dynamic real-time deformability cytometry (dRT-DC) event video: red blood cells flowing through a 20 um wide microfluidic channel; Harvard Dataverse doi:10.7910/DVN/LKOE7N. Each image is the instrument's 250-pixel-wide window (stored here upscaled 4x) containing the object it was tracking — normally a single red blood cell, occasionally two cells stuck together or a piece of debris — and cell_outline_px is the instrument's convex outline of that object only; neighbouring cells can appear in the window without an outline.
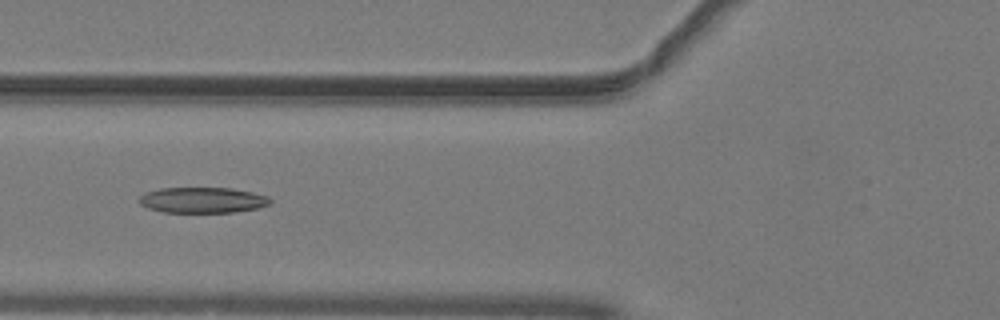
{"species": "common noctule bat (a hibernating species)", "species_latin": "Nyctalus noctula", "temperature_condition": "warm", "stored_images_in_passage": 36, "camera_frame_rate_fps": 3000, "um_per_image_px": 0.085, "animal": {"sex": "male", "body_mass_g": 19.2, "forearm_length_mm": 51.8}, "frame": {"image": 1, "passage_image": 7, "time_ms": 2.0, "image_size_px": [1000, 320], "cell_outline_px": [[272, 200], [268, 204], [256, 208], [232, 212], [164, 212], [148, 208], [140, 204], [140, 196], [144, 192], [160, 188], [232, 188], [252, 192], [268, 196]], "centroid_in_image_um": [17.19, 17.0], "position_along_channel_um": 108.6, "area_um2": 19.48}}
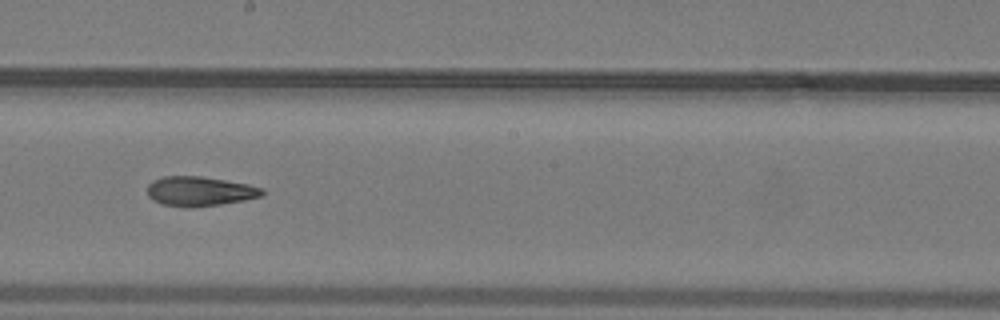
{"frame": {"image": 2, "passage_image": 16, "time_ms": 5.0, "image_size_px": [1000, 320], "cell_outline_px": [[264, 192], [260, 196], [244, 200], [220, 204], [192, 208], [164, 204], [152, 200], [148, 196], [148, 184], [152, 180], [164, 176], [200, 176], [248, 184], [264, 188]], "centroid_in_image_um": [16.96, 16.25], "position_along_channel_um": 231.2, "area_um2": 19.71}}
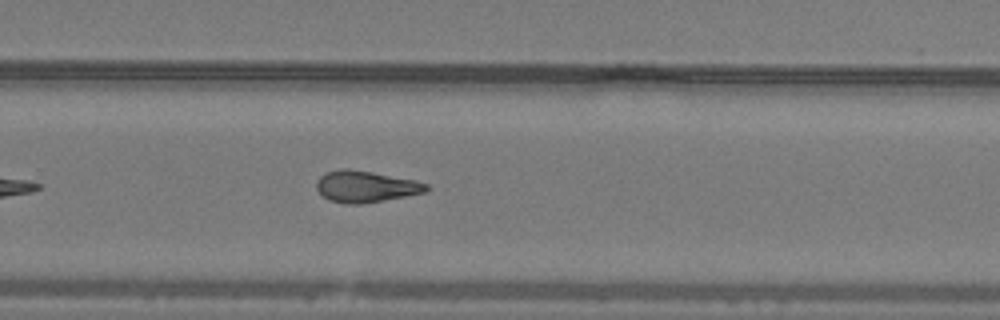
{"frame": {"image": 3, "passage_image": 21, "time_ms": 6.667, "image_size_px": [1000, 320], "cell_outline_px": [[428, 188], [424, 192], [384, 200], [360, 204], [344, 204], [328, 200], [316, 188], [316, 180], [320, 176], [328, 172], [340, 168], [348, 168], [372, 172], [416, 180], [428, 184]], "centroid_in_image_um": [31.04, 15.85], "position_along_channel_um": 298.8, "area_um2": 20.06}, "authors_computed_cell_mechanics": {"area_um2": 19.9121, "velocity_mm_per_s": 4.0695, "shape_relaxation_time_tau1_ms": null, "shape_relaxation_time_tau2_ms": 3.3875, "deformation_change_tau1": null, "deformation_change_tau2": 0.128}}